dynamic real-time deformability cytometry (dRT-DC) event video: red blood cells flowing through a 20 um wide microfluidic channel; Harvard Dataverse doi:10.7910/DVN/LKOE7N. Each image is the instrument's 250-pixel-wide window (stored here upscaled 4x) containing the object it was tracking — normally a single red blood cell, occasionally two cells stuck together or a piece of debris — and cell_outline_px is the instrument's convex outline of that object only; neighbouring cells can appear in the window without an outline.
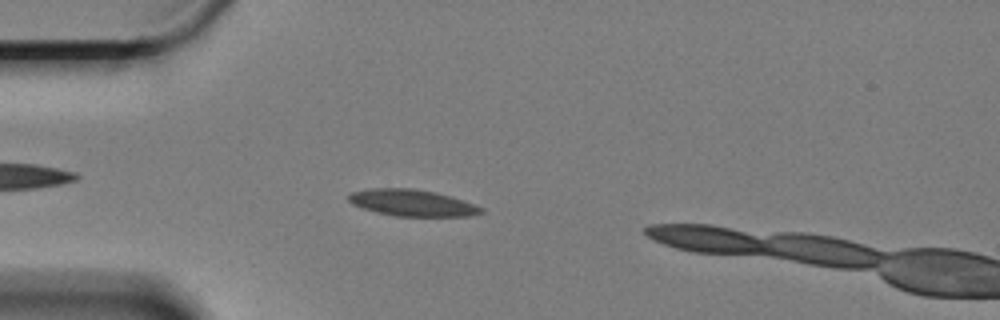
{"species": "Egyptian fruit bat (a non-hibernating species)", "species_latin": "Rousettus aegyptiacus", "temperature_condition": "cold", "stored_images_in_passage": 42, "camera_frame_rate_fps": 3000, "um_per_image_px": 0.085, "animal": {"sex": "female"}, "frame": {"image": 1, "passage_image": 5, "time_ms": 1.333, "image_size_px": [1000, 320], "cell_outline_px": [[484, 212], [468, 216], [396, 216], [376, 212], [352, 204], [348, 200], [348, 196], [352, 192], [372, 188], [412, 188], [452, 196], [484, 208]], "centroid_in_image_um": [35.04, 17.24], "position_along_channel_um": 50.0, "area_um2": 20.35}}
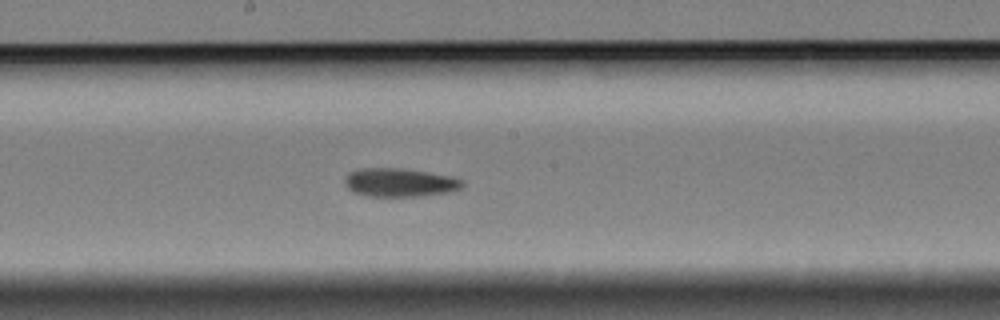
{"frame": {"image": 2, "passage_image": 21, "time_ms": 6.667, "image_size_px": [1000, 320], "cell_outline_px": [[464, 184], [460, 188], [452, 192], [420, 196], [368, 196], [352, 192], [344, 184], [344, 180], [348, 172], [360, 168], [404, 168], [452, 176], [464, 180]], "centroid_in_image_um": [33.98, 15.51], "position_along_channel_um": 214.2, "area_um2": 19.83}}
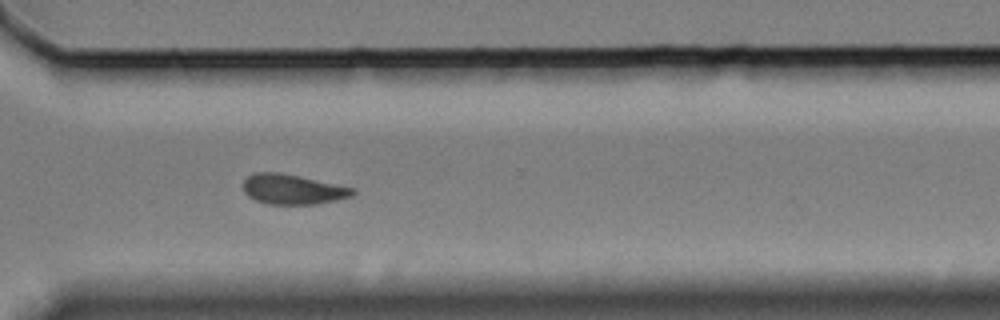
{"frame": {"image": 3, "passage_image": 33, "time_ms": 10.667, "image_size_px": [1000, 320], "cell_outline_px": [[356, 192], [352, 196], [336, 200], [316, 204], [268, 204], [256, 200], [248, 196], [244, 192], [244, 180], [252, 172], [280, 172], [300, 176], [352, 188]], "centroid_in_image_um": [24.84, 16.09], "position_along_channel_um": 345.8, "area_um2": 19.02}}